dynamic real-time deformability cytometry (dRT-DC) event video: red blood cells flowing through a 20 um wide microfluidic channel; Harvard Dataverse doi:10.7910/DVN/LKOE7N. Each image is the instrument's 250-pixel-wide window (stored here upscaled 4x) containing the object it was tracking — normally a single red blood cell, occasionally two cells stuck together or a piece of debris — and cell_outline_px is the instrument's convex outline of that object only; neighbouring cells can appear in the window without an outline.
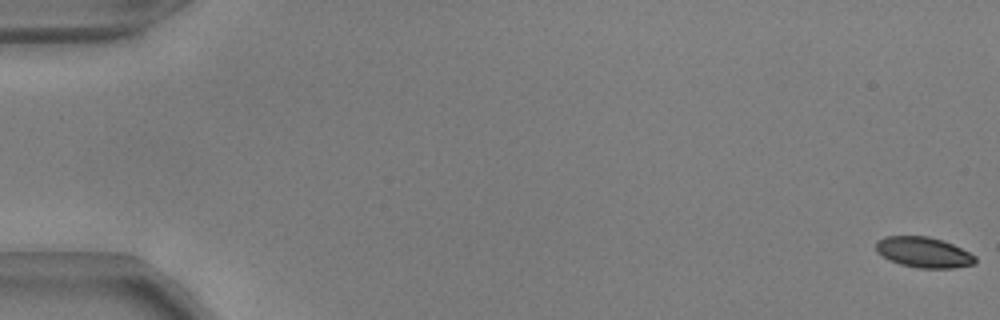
{"species": "common noctule bat (a hibernating species)", "species_latin": "Nyctalus noctula", "temperature_condition": "warm", "stored_images_in_passage": 16, "camera_frame_rate_fps": 3000, "um_per_image_px": 0.085, "animal": {"sex": "male", "body_mass_g": 17.9, "forearm_length_mm": 54.2}, "frame": {"image": 1, "passage_image": 1, "time_ms": 0.0, "image_size_px": [1000, 320], "cell_outline_px": [[976, 264], [952, 268], [916, 268], [900, 264], [888, 260], [876, 252], [876, 240], [884, 236], [928, 236], [944, 240], [976, 256]], "centroid_in_image_um": [78.48, 21.44], "position_along_channel_um": 6.5, "area_um2": 17.86}}
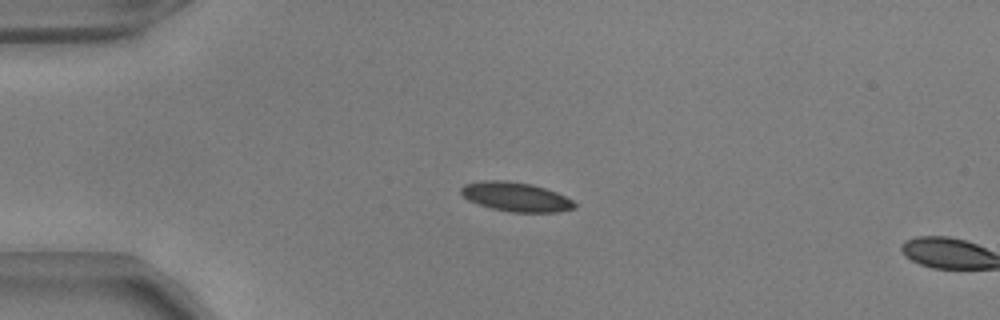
{"frame": {"image": 2, "passage_image": 14, "time_ms": 4.333, "image_size_px": [1000, 320], "cell_outline_px": [[576, 208], [556, 212], [512, 212], [492, 208], [468, 200], [460, 192], [460, 188], [464, 184], [484, 180], [504, 180], [532, 184], [556, 192], [572, 200], [576, 204]], "centroid_in_image_um": [43.84, 16.72], "position_along_channel_um": 41.2, "area_um2": 19.19}}